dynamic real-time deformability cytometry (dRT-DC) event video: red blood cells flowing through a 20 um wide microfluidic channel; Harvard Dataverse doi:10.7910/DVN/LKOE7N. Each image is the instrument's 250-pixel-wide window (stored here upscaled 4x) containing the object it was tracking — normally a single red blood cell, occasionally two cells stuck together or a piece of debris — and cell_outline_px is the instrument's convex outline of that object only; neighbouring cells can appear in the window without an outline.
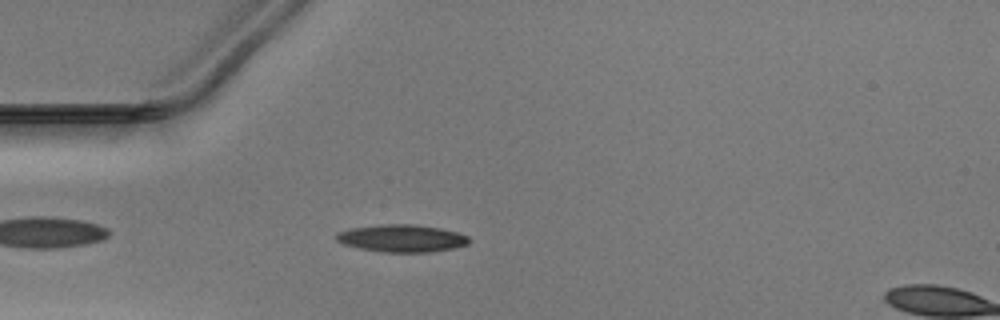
{"species": "Egyptian fruit bat (a non-hibernating species)", "species_latin": "Rousettus aegyptiacus", "temperature_condition": "warm", "stored_images_in_passage": 41, "camera_frame_rate_fps": 3000, "um_per_image_px": 0.085, "animal": {"sex": "male"}, "frame": {"image": 1, "passage_image": 4, "time_ms": 1.0, "image_size_px": [1000, 320], "cell_outline_px": [[472, 240], [468, 244], [452, 248], [428, 252], [384, 252], [360, 248], [344, 244], [336, 240], [332, 236], [336, 232], [348, 228], [376, 224], [416, 224], [440, 228], [456, 232], [468, 236]], "centroid_in_image_um": [34.1, 20.24], "position_along_channel_um": 50.9, "area_um2": 21.44}}
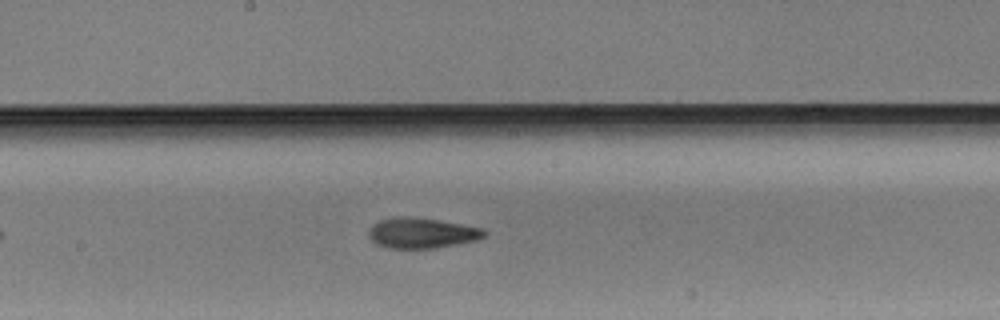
{"frame": {"image": 2, "passage_image": 17, "time_ms": 5.333, "image_size_px": [1000, 320], "cell_outline_px": [[488, 232], [484, 236], [476, 240], [436, 248], [388, 248], [376, 244], [368, 236], [368, 232], [372, 224], [380, 220], [396, 216], [416, 216], [440, 220], [484, 228]], "centroid_in_image_um": [35.84, 19.79], "position_along_channel_um": 212.4, "area_um2": 20.75}}
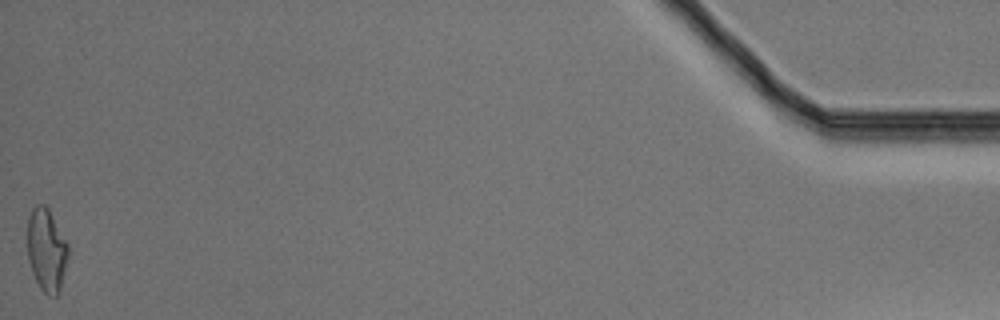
{"frame": {"image": 3, "passage_image": 41, "time_ms": 13.333, "image_size_px": [1000, 320], "cell_outline_px": [[68, 256], [60, 292], [56, 296], [48, 296], [40, 288], [32, 272], [28, 260], [28, 216], [32, 208], [36, 204], [44, 204], [48, 208], [68, 244]], "centroid_in_image_um": [3.96, 21.26], "position_along_channel_um": 431.2, "area_um2": 19.71}}